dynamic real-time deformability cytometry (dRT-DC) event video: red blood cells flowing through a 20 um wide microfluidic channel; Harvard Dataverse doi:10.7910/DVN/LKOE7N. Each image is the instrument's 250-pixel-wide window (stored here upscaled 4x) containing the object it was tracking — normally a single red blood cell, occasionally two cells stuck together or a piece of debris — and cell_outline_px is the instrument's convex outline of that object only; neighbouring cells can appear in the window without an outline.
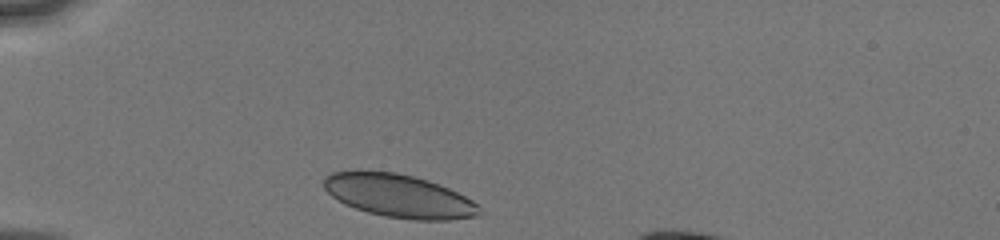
{"species": "human", "species_latin": "Homo sapiens", "temperature_condition": "cold", "stored_images_in_passage": 5, "camera_frame_rate_fps": 3000, "um_per_image_px": 0.085, "donor": {"sex": "male"}, "frame": {"image": 1, "passage_image": 1, "time_ms": 0.0, "image_size_px": [1000, 240], "cell_outline_px": [[484, 212], [480, 216], [448, 220], [412, 220], [384, 216], [368, 212], [344, 204], [332, 196], [324, 188], [324, 176], [332, 172], [356, 168], [360, 168], [396, 172], [428, 180], [448, 188], [480, 204]], "centroid_in_image_um": [33.9, 16.63], "position_along_channel_um": 51.1, "area_um2": 39.94}}